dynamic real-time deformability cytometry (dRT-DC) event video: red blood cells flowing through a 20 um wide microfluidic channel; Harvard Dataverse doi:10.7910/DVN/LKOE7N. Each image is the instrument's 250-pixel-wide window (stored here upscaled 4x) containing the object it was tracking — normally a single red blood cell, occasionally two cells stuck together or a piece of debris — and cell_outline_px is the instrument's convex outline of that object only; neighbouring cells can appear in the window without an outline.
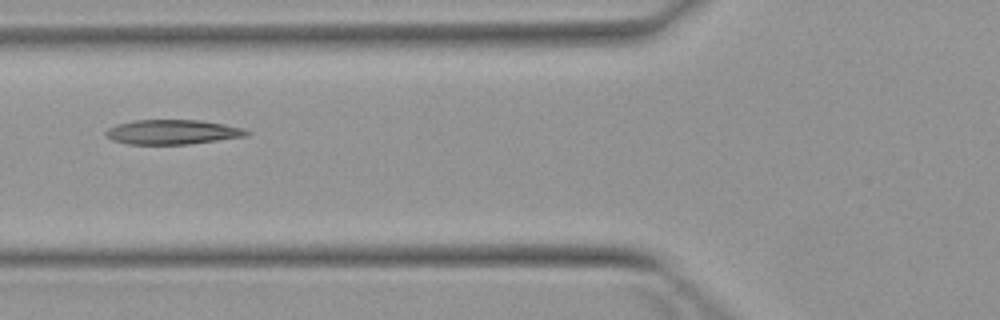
{"species": "Egyptian fruit bat (a non-hibernating species)", "species_latin": "Rousettus aegyptiacus", "temperature_condition": "warm", "stored_images_in_passage": 2, "camera_frame_rate_fps": 3000, "um_per_image_px": 0.085, "animal": {"sex": "female"}, "frame": {"image": 1, "passage_image": 2, "time_ms": 1.0, "image_size_px": [1000, 320], "cell_outline_px": [[252, 132], [248, 136], [188, 144], [128, 144], [112, 140], [104, 136], [104, 132], [108, 128], [116, 124], [132, 120], [200, 120], [224, 124], [244, 128]], "centroid_in_image_um": [14.65, 11.22], "position_along_channel_um": 111.2, "area_um2": 20.4}}